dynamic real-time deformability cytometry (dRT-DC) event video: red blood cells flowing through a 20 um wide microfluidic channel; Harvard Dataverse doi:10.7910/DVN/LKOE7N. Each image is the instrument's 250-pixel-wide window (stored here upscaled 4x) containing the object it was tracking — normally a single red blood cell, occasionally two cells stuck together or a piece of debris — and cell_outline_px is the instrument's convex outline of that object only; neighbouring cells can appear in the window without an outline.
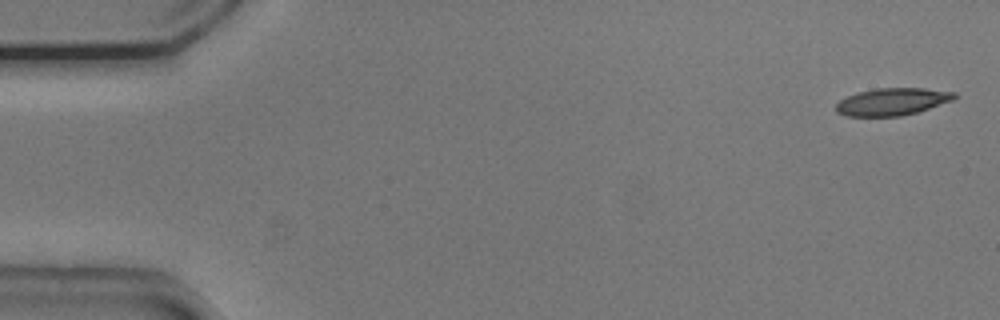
{"species": "common noctule bat (a hibernating species)", "species_latin": "Nyctalus noctula", "temperature_condition": "cold", "stored_images_in_passage": 53, "camera_frame_rate_fps": 3000, "um_per_image_px": 0.085, "animal": {"sex": "male", "body_mass_g": 20.5, "forearm_length_mm": 52.5}, "frame": {"image": 1, "passage_image": 1, "time_ms": 0.0, "image_size_px": [1000, 320], "cell_outline_px": [[956, 96], [952, 100], [916, 112], [900, 116], [848, 116], [836, 112], [836, 104], [840, 100], [856, 92], [876, 88], [924, 88], [956, 92]], "centroid_in_image_um": [75.81, 8.63], "position_along_channel_um": 9.2, "area_um2": 18.67}}
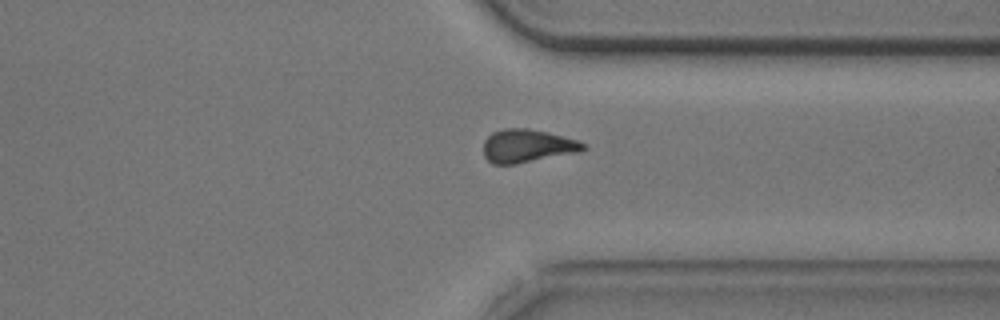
{"frame": {"image": 2, "passage_image": 40, "time_ms": 13.0, "image_size_px": [1000, 320], "cell_outline_px": [[588, 148], [580, 152], [516, 164], [492, 164], [484, 156], [484, 140], [492, 132], [504, 128], [528, 128], [548, 132], [576, 140], [588, 144]], "centroid_in_image_um": [44.84, 12.4], "position_along_channel_um": 366.6, "area_um2": 19.48}}
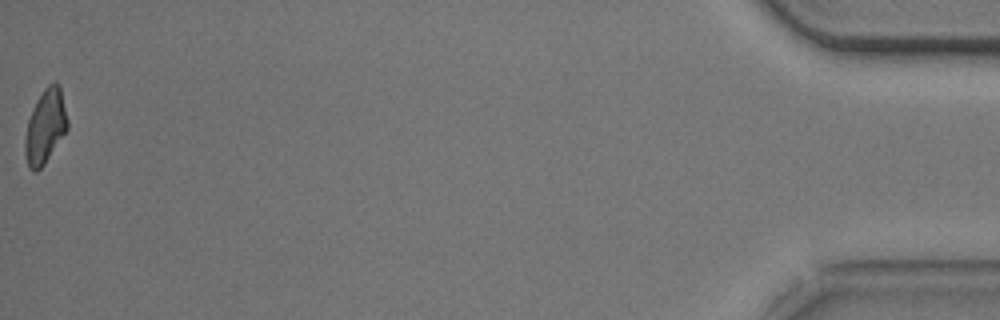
{"frame": {"image": 3, "passage_image": 53, "time_ms": 17.333, "image_size_px": [1000, 320], "cell_outline_px": [[68, 128], [44, 164], [36, 172], [32, 172], [28, 168], [24, 152], [24, 140], [28, 120], [32, 108], [36, 100], [44, 88], [48, 84], [56, 80], [60, 84], [68, 120]], "centroid_in_image_um": [3.84, 10.73], "position_along_channel_um": 431.4, "area_um2": 18.55}}